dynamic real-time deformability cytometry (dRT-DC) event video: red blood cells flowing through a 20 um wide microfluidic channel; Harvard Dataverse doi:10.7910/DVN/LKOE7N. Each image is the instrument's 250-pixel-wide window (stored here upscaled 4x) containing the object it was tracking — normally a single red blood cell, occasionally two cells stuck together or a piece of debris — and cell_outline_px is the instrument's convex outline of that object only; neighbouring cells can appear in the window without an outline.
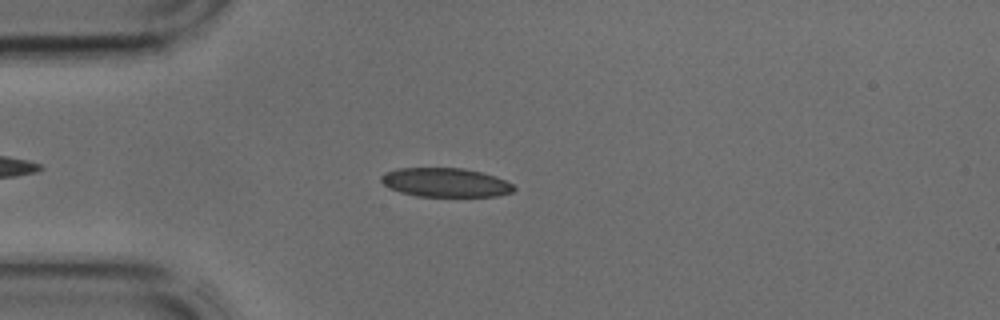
{"species": "common noctule bat (a hibernating species)", "species_latin": "Nyctalus noctula", "temperature_condition": "cold", "stored_images_in_passage": 34, "camera_frame_rate_fps": 3000, "um_per_image_px": 0.085, "animal": {"sex": "male", "body_mass_g": 17.9, "forearm_length_mm": 54.2}, "frame": {"image": 1, "passage_image": 6, "time_ms": 1.667, "image_size_px": [1000, 320], "cell_outline_px": [[516, 188], [512, 192], [496, 196], [416, 196], [400, 192], [384, 184], [380, 180], [380, 176], [384, 172], [396, 168], [464, 168], [496, 176], [512, 184]], "centroid_in_image_um": [37.85, 15.5], "position_along_channel_um": 47.2, "area_um2": 22.37}}
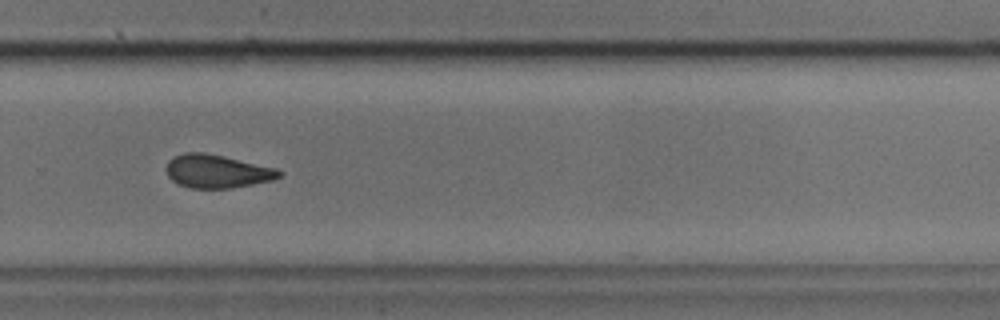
{"frame": {"image": 2, "passage_image": 24, "time_ms": 7.667, "image_size_px": [1000, 320], "cell_outline_px": [[284, 172], [280, 176], [272, 180], [252, 184], [228, 188], [192, 188], [176, 184], [168, 176], [168, 160], [184, 152], [200, 152], [224, 156], [276, 168]], "centroid_in_image_um": [18.45, 14.56], "position_along_channel_um": 311.3, "area_um2": 21.68}}